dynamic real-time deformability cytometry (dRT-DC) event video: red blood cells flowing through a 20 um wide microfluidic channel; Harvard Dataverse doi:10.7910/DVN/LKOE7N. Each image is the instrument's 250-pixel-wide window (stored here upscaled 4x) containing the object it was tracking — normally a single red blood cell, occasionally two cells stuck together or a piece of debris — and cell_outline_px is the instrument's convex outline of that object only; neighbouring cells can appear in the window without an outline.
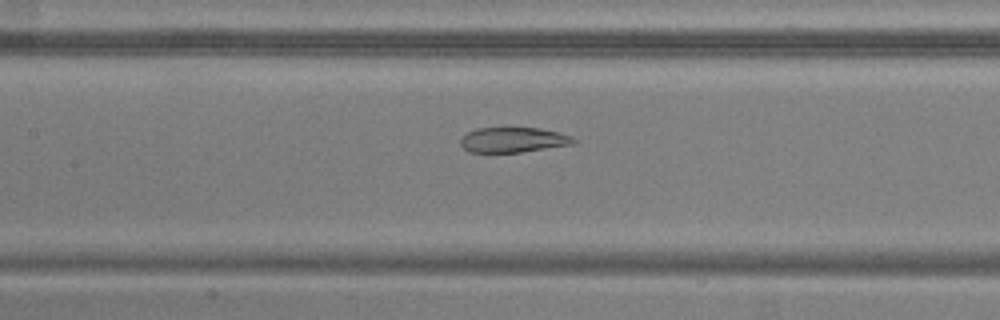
{"species": "common noctule bat (a hibernating species)", "species_latin": "Nyctalus noctula", "temperature_condition": "warm", "stored_images_in_passage": 48, "segment_of_instrument_passage": [1, 2], "camera_frame_rate_fps": 3000, "um_per_image_px": 0.085, "animal": {"sex": "male", "body_mass_g": 20.5, "forearm_length_mm": 52.5}, "frame": {"image": 1, "passage_image": 23, "time_ms": 7.333, "image_size_px": [1000, 320], "cell_outline_px": [[576, 140], [572, 144], [520, 152], [468, 152], [460, 144], [460, 140], [468, 132], [476, 128], [540, 128], [560, 132], [572, 136]], "centroid_in_image_um": [43.62, 11.88], "position_along_channel_um": 163.8, "area_um2": 16.42}}
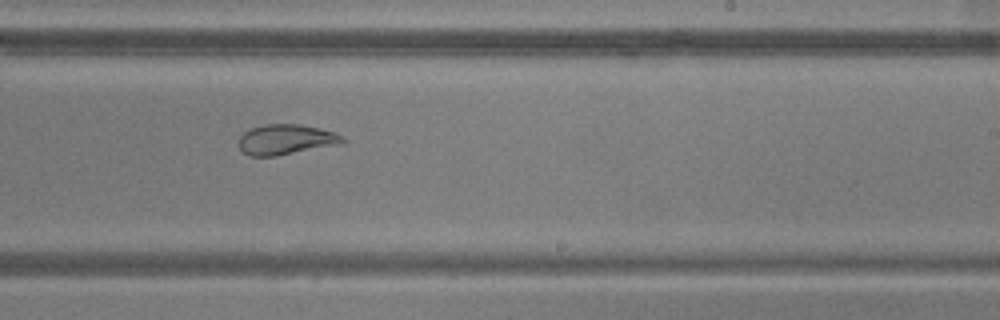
{"frame": {"image": 2, "passage_image": 31, "time_ms": 10.0, "image_size_px": [1000, 320], "cell_outline_px": [[348, 140], [340, 144], [276, 156], [248, 156], [240, 148], [240, 136], [244, 132], [252, 128], [264, 124], [300, 124], [320, 128], [344, 136]], "centroid_in_image_um": [24.33, 11.86], "position_along_channel_um": 264.7, "area_um2": 18.26}}
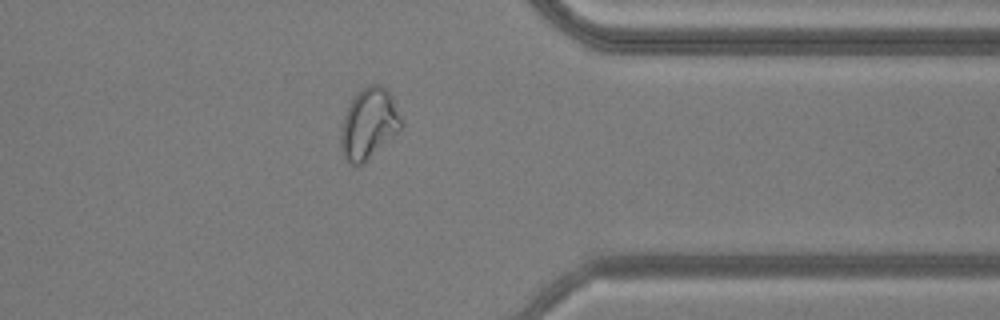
{"frame": {"image": 3, "passage_image": 41, "time_ms": 13.333, "image_size_px": [1000, 320], "cell_outline_px": [[404, 124], [364, 164], [352, 164], [344, 160], [340, 148], [340, 128], [344, 116], [352, 96], [360, 88], [368, 84], [380, 84], [388, 92]], "centroid_in_image_um": [31.29, 10.51], "position_along_channel_um": 380.1, "area_um2": 24.85}}